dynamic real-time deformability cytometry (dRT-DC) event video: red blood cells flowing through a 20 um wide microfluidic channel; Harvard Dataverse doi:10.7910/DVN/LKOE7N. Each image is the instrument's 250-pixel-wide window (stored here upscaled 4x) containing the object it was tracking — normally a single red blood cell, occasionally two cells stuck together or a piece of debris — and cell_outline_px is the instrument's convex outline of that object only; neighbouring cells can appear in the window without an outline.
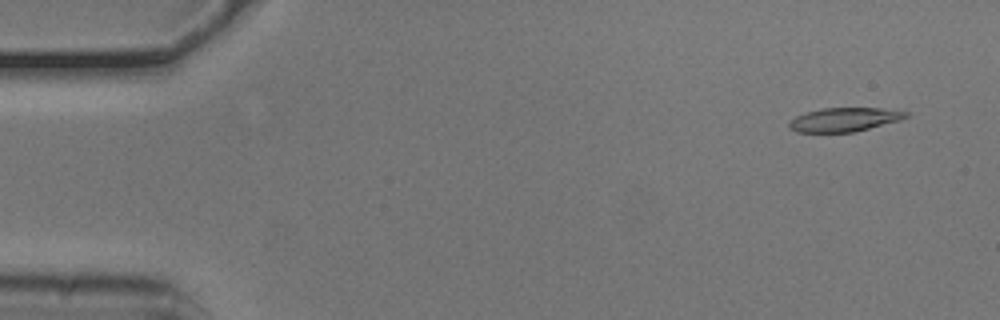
{"species": "common noctule bat (a hibernating species)", "species_latin": "Nyctalus noctula", "temperature_condition": "cold", "stored_images_in_passage": 54, "camera_frame_rate_fps": 3000, "um_per_image_px": 0.085, "animal": {"sex": "male", "body_mass_g": 20.5, "forearm_length_mm": 52.5}, "frame": {"image": 1, "passage_image": 4, "time_ms": 1.0, "image_size_px": [1000, 320], "cell_outline_px": [[912, 112], [908, 116], [900, 120], [852, 132], [796, 132], [788, 128], [788, 124], [796, 116], [808, 112], [824, 108], [880, 108]], "centroid_in_image_um": [71.78, 10.16], "position_along_channel_um": 13.2, "area_um2": 16.07}}
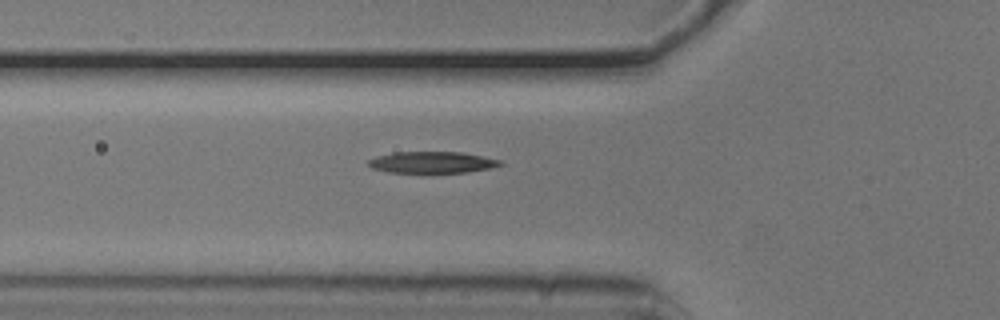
{"frame": {"image": 2, "passage_image": 19, "time_ms": 6.0, "image_size_px": [1000, 320], "cell_outline_px": [[504, 164], [492, 168], [468, 172], [388, 172], [372, 168], [368, 164], [368, 160], [376, 156], [392, 152], [460, 152], [484, 156], [504, 160]], "centroid_in_image_um": [36.78, 13.79], "position_along_channel_um": 89.0, "area_um2": 16.59}}
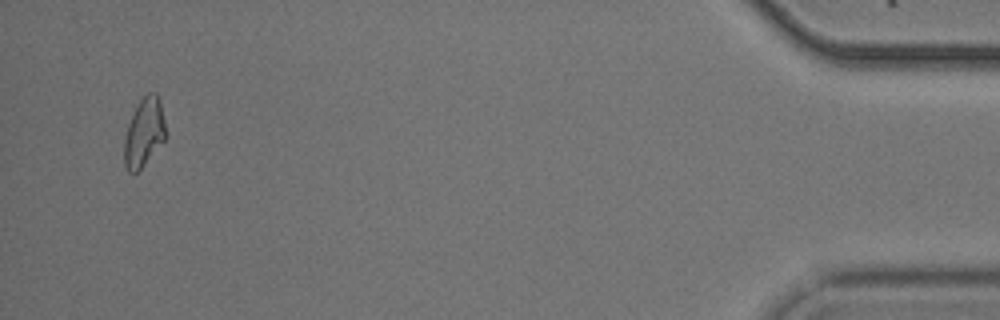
{"frame": {"image": 3, "passage_image": 52, "time_ms": 17.0, "image_size_px": [1000, 320], "cell_outline_px": [[164, 140], [144, 164], [136, 172], [128, 172], [124, 164], [124, 140], [128, 124], [140, 100], [148, 92], [156, 92], [160, 100], [164, 120]], "centroid_in_image_um": [12.23, 11.25], "position_along_channel_um": 423.0, "area_um2": 16.13}, "authors_computed_cell_mechanics": {"area_um2": 16.8776, "velocity_mm_per_s": 3.7667, "shape_relaxation_time_tau1_ms": 3.0945, "shape_relaxation_time_tau2_ms": 10.2154, "deformation_change_tau1": 0.148, "deformation_change_tau2": 0.2085}}